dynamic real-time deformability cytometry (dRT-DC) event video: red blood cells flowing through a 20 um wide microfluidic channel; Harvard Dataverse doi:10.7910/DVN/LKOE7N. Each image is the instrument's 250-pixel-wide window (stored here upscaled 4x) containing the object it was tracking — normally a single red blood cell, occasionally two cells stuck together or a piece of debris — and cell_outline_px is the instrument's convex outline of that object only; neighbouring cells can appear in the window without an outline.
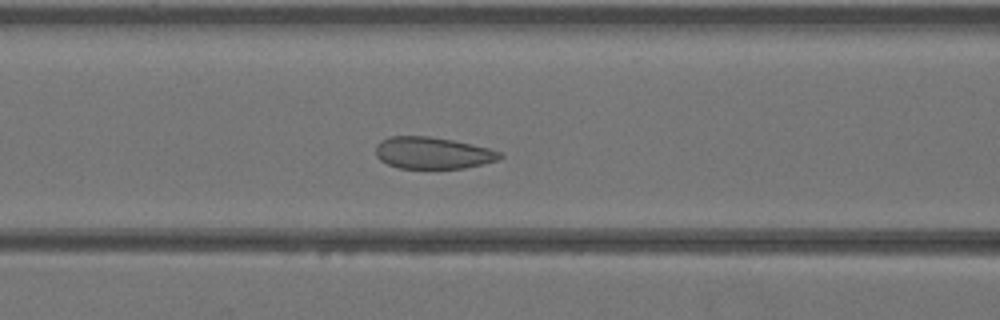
{"species": "Egyptian fruit bat (a non-hibernating species)", "species_latin": "Rousettus aegyptiacus", "temperature_condition": "warm", "stored_images_in_passage": 43, "camera_frame_rate_fps": 3000, "um_per_image_px": 0.085, "animal": {"sex": "female"}, "frame": {"image": 1, "passage_image": 18, "time_ms": 5.667, "image_size_px": [1000, 320], "cell_outline_px": [[504, 156], [496, 160], [464, 168], [400, 168], [388, 164], [380, 160], [376, 156], [376, 144], [380, 140], [388, 136], [428, 136], [452, 140], [488, 148], [504, 152]], "centroid_in_image_um": [36.75, 12.99], "position_along_channel_um": 129.8, "area_um2": 22.95}}
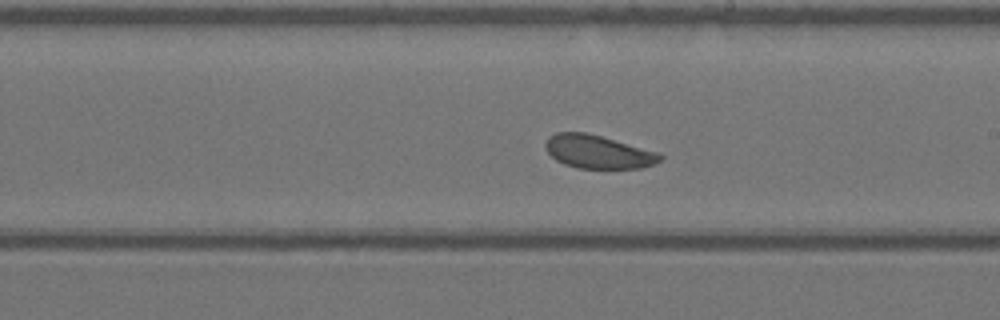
{"frame": {"image": 2, "passage_image": 25, "time_ms": 8.0, "image_size_px": [1000, 320], "cell_outline_px": [[664, 156], [656, 164], [640, 168], [576, 168], [564, 164], [556, 160], [544, 148], [544, 144], [548, 136], [556, 132], [584, 132], [600, 136], [660, 152]], "centroid_in_image_um": [50.83, 12.9], "position_along_channel_um": 238.2, "area_um2": 22.37}}
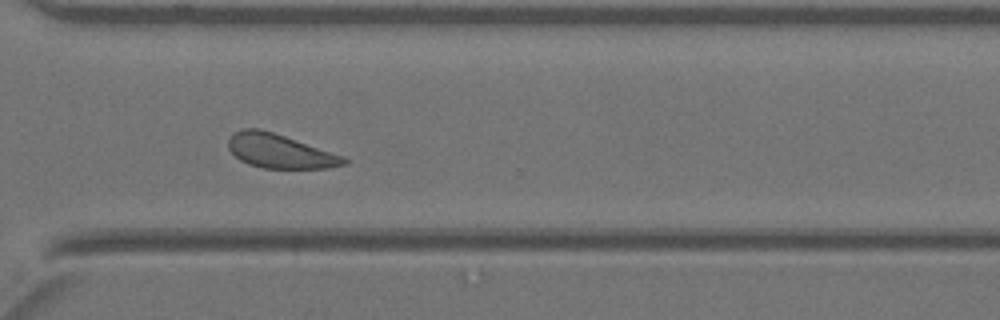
{"frame": {"image": 3, "passage_image": 32, "time_ms": 10.333, "image_size_px": [1000, 320], "cell_outline_px": [[348, 164], [328, 168], [264, 168], [248, 164], [240, 160], [228, 148], [228, 140], [232, 132], [240, 128], [260, 128], [344, 156], [348, 160]], "centroid_in_image_um": [23.76, 12.84], "position_along_channel_um": 346.8, "area_um2": 22.89}}